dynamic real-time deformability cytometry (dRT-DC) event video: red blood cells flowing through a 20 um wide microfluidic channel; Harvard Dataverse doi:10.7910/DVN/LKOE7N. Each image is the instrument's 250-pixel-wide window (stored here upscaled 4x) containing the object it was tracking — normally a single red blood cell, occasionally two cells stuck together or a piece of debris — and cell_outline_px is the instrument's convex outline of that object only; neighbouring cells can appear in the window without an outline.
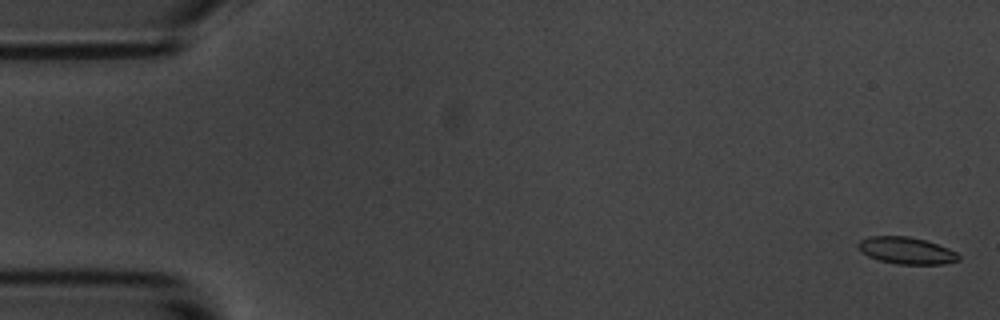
{"species": "common noctule bat (a hibernating species)", "species_latin": "Nyctalus noctula", "temperature_condition": "room temperature", "stored_images_in_passage": 7, "camera_frame_rate_fps": 3000, "um_per_image_px": 0.085, "animal": {"sex": "male", "body_mass_g": 20.1, "forearm_length_mm": 53.5}, "frame": {"image": 1, "passage_image": 1, "time_ms": 0.0, "image_size_px": [1000, 320], "cell_outline_px": [[960, 260], [944, 264], [896, 264], [880, 260], [868, 256], [860, 252], [856, 244], [860, 240], [868, 236], [908, 236], [924, 240], [948, 248], [956, 252], [960, 256]], "centroid_in_image_um": [77.01, 21.3], "position_along_channel_um": 8.0, "area_um2": 15.78}}
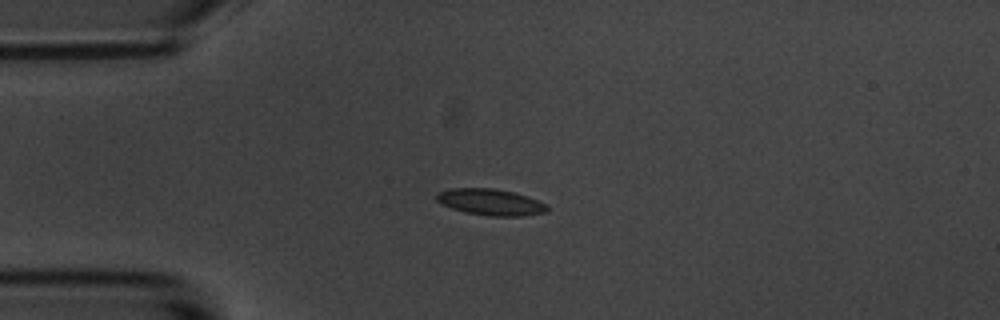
{"frame": {"image": 2, "passage_image": 4, "time_ms": 4.333, "image_size_px": [1000, 320], "cell_outline_px": [[548, 208], [544, 212], [524, 216], [488, 216], [464, 212], [440, 204], [436, 200], [436, 196], [440, 192], [448, 188], [492, 188], [516, 192], [528, 196], [548, 204]], "centroid_in_image_um": [41.7, 17.17], "position_along_channel_um": 43.3, "area_um2": 17.17}}
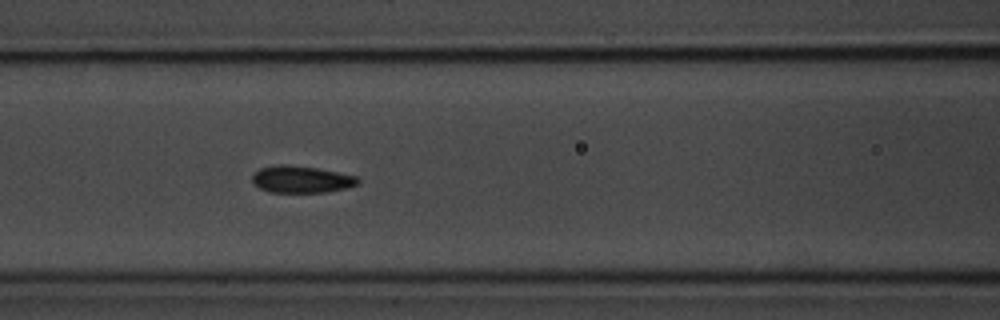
{"frame": {"image": 3, "passage_image": 7, "time_ms": 7.667, "image_size_px": [1000, 320], "cell_outline_px": [[360, 184], [328, 192], [268, 192], [252, 184], [252, 176], [260, 168], [276, 164], [284, 164], [316, 168], [356, 176], [360, 180]], "centroid_in_image_um": [25.59, 15.25], "position_along_channel_um": 141.0, "area_um2": 16.59}}